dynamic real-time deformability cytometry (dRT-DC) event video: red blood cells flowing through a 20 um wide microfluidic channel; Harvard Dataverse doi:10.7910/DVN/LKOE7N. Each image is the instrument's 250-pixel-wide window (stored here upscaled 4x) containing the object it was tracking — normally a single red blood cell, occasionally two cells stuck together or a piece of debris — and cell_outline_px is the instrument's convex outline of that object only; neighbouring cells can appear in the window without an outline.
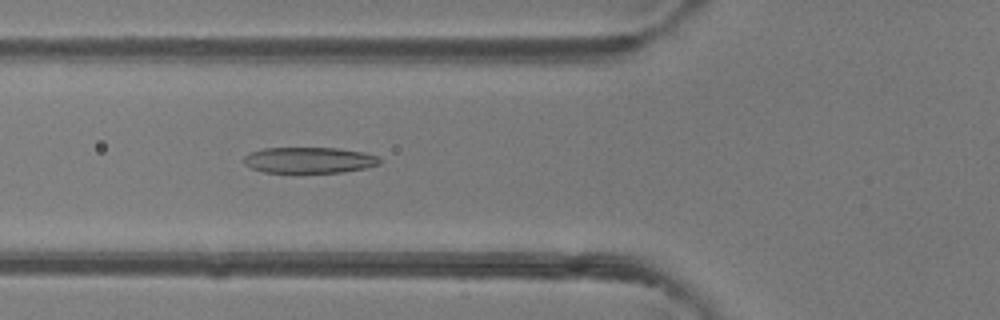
{"species": "common noctule bat (a hibernating species)", "species_latin": "Nyctalus noctula", "temperature_condition": "room temperature", "stored_images_in_passage": 38, "camera_frame_rate_fps": 3000, "um_per_image_px": 0.085, "animal": {"sex": "female"}, "frame": {"image": 1, "passage_image": 8, "time_ms": 2.333, "image_size_px": [1000, 320], "cell_outline_px": [[380, 164], [364, 168], [344, 172], [264, 172], [252, 168], [244, 164], [244, 156], [248, 152], [264, 148], [340, 148], [364, 152], [380, 156]], "centroid_in_image_um": [26.29, 13.6], "position_along_channel_um": 99.5, "area_um2": 20.63}}
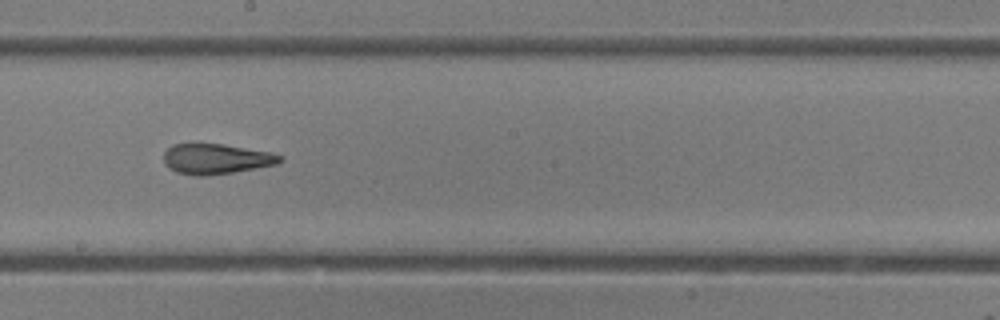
{"frame": {"image": 2, "passage_image": 17, "time_ms": 5.333, "image_size_px": [1000, 320], "cell_outline_px": [[284, 160], [276, 164], [256, 168], [208, 176], [196, 176], [176, 172], [168, 168], [164, 164], [164, 152], [172, 144], [224, 144], [272, 152], [284, 156]], "centroid_in_image_um": [18.38, 13.51], "position_along_channel_um": 229.8, "area_um2": 20.69}}
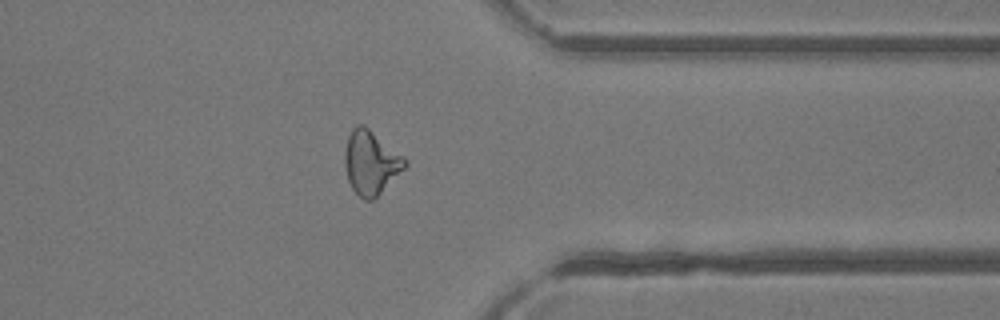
{"frame": {"image": 3, "passage_image": 28, "time_ms": 9.0, "image_size_px": [1000, 320], "cell_outline_px": [[408, 164], [372, 200], [364, 200], [352, 188], [348, 180], [344, 164], [344, 152], [348, 136], [352, 128], [360, 124], [364, 124], [408, 160]], "centroid_in_image_um": [31.5, 13.79], "position_along_channel_um": 379.9, "area_um2": 22.02}, "authors_computed_cell_mechanics": {"area_um2": 21.4149, "velocity_mm_per_s": 4.3219, "shape_relaxation_time_tau1_ms": 9.9598, "shape_relaxation_time_tau2_ms": 1.3064, "deformation_change_tau1": 0.2993, "deformation_change_tau2": 0.1047}}